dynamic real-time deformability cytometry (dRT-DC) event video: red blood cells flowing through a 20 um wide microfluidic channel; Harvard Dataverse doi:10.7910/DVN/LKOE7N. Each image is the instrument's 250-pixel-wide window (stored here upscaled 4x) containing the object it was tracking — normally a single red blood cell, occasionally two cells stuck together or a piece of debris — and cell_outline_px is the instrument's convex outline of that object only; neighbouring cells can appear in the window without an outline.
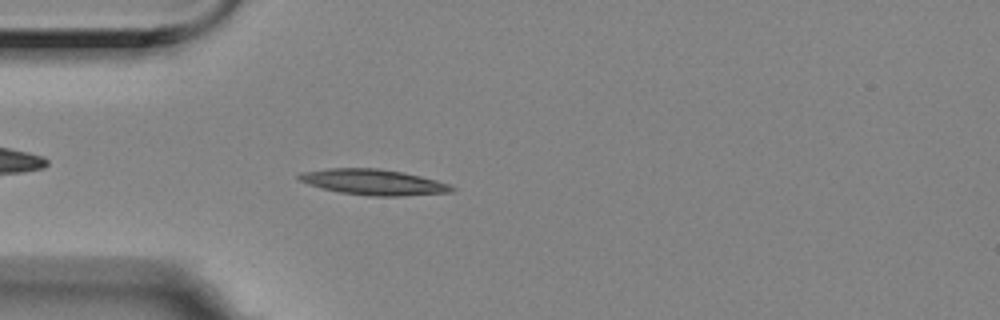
{"species": "Egyptian fruit bat (a non-hibernating species)", "species_latin": "Rousettus aegyptiacus", "temperature_condition": "room temperature", "stored_images_in_passage": 37, "camera_frame_rate_fps": 3000, "um_per_image_px": 0.085, "animal": {"sex": "female"}, "frame": {"image": 1, "passage_image": 5, "time_ms": 1.333, "image_size_px": [1000, 320], "cell_outline_px": [[456, 188], [452, 192], [400, 196], [368, 196], [340, 192], [308, 184], [300, 180], [296, 176], [300, 172], [328, 168], [376, 168], [400, 172], [420, 176], [436, 180], [448, 184]], "centroid_in_image_um": [31.73, 15.48], "position_along_channel_um": 53.3, "area_um2": 22.66}}
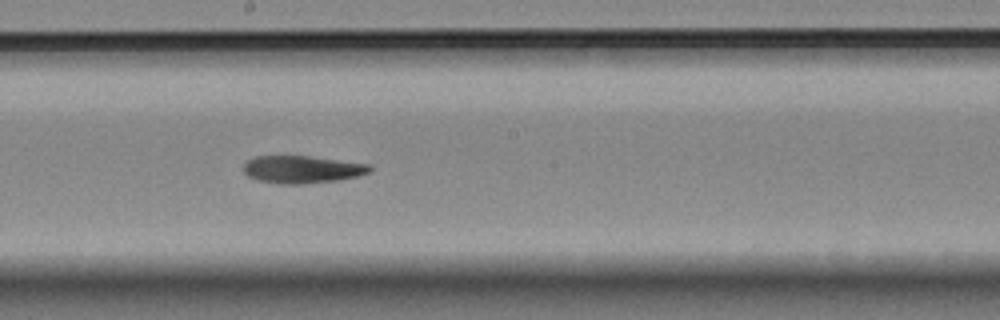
{"frame": {"image": 2, "passage_image": 20, "time_ms": 6.333, "image_size_px": [1000, 320], "cell_outline_px": [[372, 172], [356, 176], [336, 180], [300, 184], [280, 184], [256, 180], [248, 176], [244, 172], [244, 164], [248, 160], [256, 156], [308, 156], [368, 164], [372, 168]], "centroid_in_image_um": [25.65, 14.4], "position_along_channel_um": 222.5, "area_um2": 20.06}}
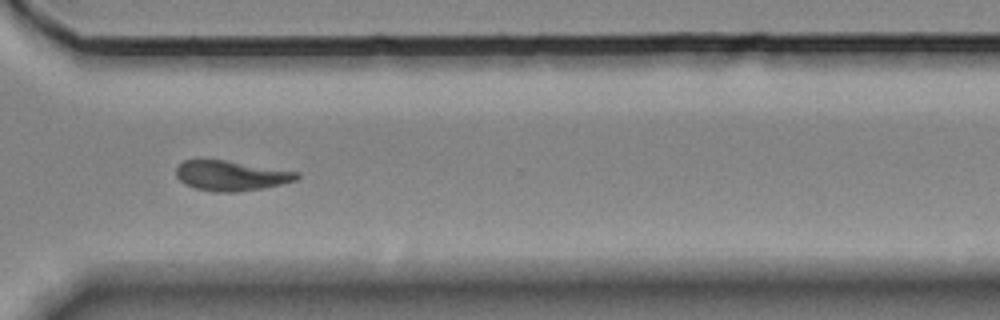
{"frame": {"image": 3, "passage_image": 31, "time_ms": 10.0, "image_size_px": [1000, 320], "cell_outline_px": [[300, 176], [296, 180], [264, 188], [236, 192], [216, 192], [196, 188], [184, 184], [176, 176], [176, 168], [184, 160], [224, 160], [300, 172]], "centroid_in_image_um": [19.64, 14.93], "position_along_channel_um": 351.0, "area_um2": 20.98}, "authors_computed_cell_mechanics": {"area_um2": 20.7502, "velocity_mm_per_s": 3.4986, "shape_relaxation_time_tau1_ms": 4.2509, "shape_relaxation_time_tau2_ms": 4.7941, "deformation_change_tau1": 0.1362, "deformation_change_tau2": 0.1258}}